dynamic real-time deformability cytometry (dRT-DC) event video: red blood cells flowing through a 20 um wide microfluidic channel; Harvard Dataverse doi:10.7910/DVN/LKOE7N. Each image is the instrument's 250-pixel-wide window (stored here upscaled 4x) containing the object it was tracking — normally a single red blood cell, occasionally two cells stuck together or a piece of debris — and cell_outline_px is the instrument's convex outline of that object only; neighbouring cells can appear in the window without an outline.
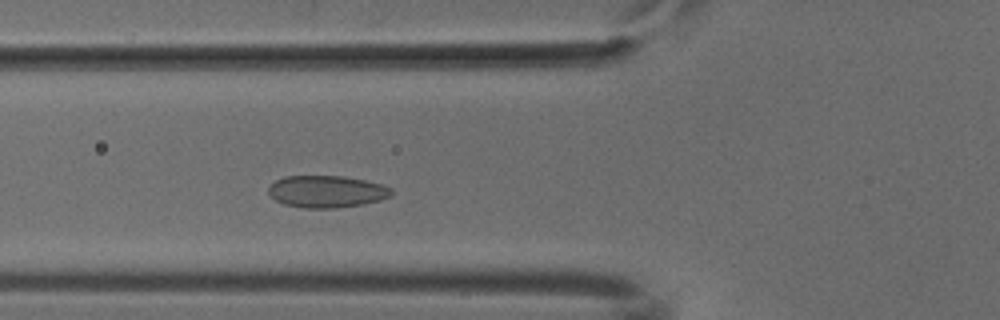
{"species": "common noctule bat (a hibernating species)", "species_latin": "Nyctalus noctula", "temperature_condition": "cold", "stored_images_in_passage": 47, "camera_frame_rate_fps": 3000, "um_per_image_px": 0.085, "animal": {"sex": "male", "body_mass_g": 18.8}, "frame": {"image": 1, "passage_image": 14, "time_ms": 4.333, "image_size_px": [1000, 320], "cell_outline_px": [[392, 196], [380, 200], [360, 204], [336, 208], [304, 208], [284, 204], [276, 200], [268, 192], [268, 188], [276, 180], [284, 176], [344, 176], [364, 180], [380, 184], [392, 188]], "centroid_in_image_um": [27.77, 16.28], "position_along_channel_um": 98.0, "area_um2": 22.83}}
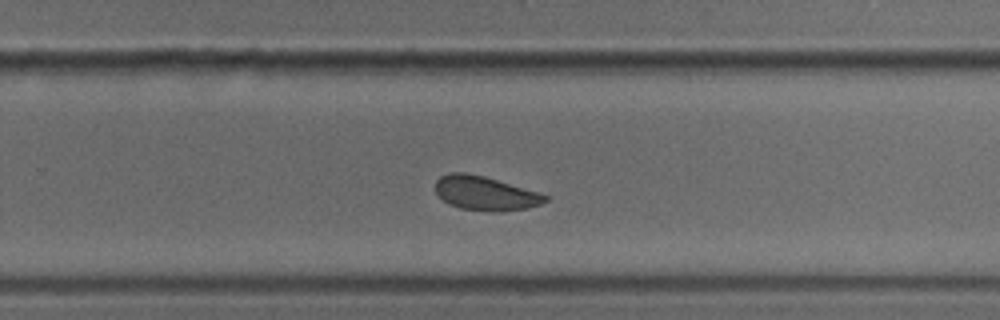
{"frame": {"image": 2, "passage_image": 29, "time_ms": 9.333, "image_size_px": [1000, 320], "cell_outline_px": [[548, 200], [540, 204], [528, 208], [500, 212], [460, 208], [448, 204], [436, 192], [436, 180], [440, 176], [448, 172], [464, 172], [484, 176], [540, 192], [548, 196]], "centroid_in_image_um": [41.26, 16.42], "position_along_channel_um": 288.5, "area_um2": 21.85}}
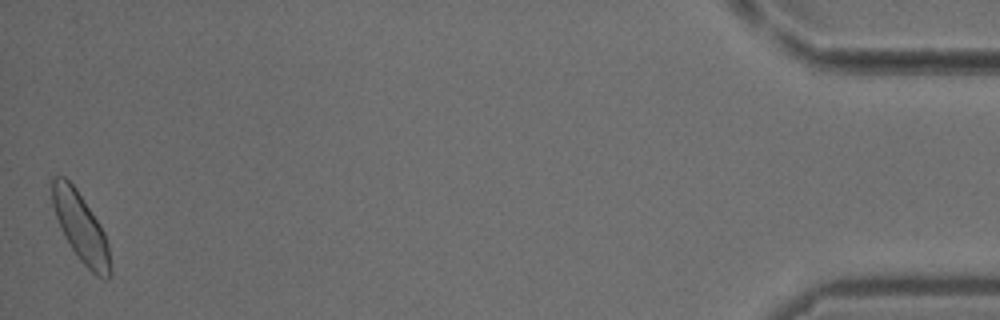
{"frame": {"image": 3, "passage_image": 47, "time_ms": 15.333, "image_size_px": [1000, 320], "cell_outline_px": [[112, 276], [108, 280], [104, 280], [96, 276], [80, 260], [64, 236], [60, 228], [52, 204], [52, 176], [64, 176], [76, 188], [100, 224], [104, 232], [108, 244], [112, 272]], "centroid_in_image_um": [6.89, 19.37], "position_along_channel_um": 428.3, "area_um2": 23.35}}